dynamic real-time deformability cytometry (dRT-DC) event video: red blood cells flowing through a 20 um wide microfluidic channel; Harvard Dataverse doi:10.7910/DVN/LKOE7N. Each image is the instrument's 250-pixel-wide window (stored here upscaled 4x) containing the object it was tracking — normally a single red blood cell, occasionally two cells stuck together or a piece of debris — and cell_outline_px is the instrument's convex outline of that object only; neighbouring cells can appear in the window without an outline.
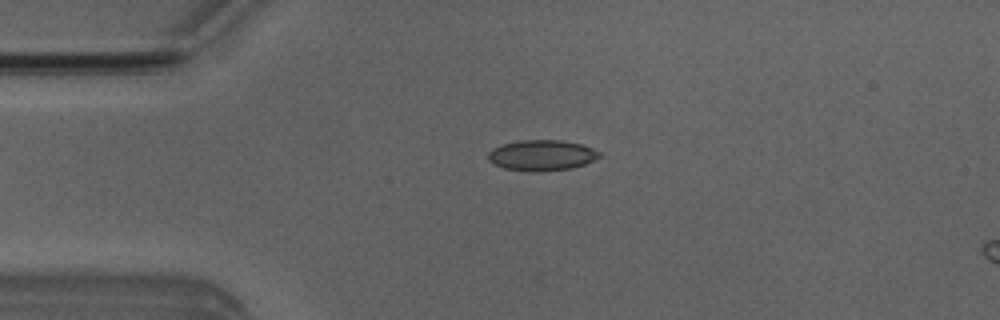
{"species": "Egyptian fruit bat (a non-hibernating species)", "species_latin": "Rousettus aegyptiacus", "temperature_condition": "room temperature", "stored_images_in_passage": 36, "camera_frame_rate_fps": 3000, "um_per_image_px": 0.085, "animal": {"sex": "male"}, "frame": {"image": 1, "passage_image": 12, "time_ms": 3.667, "image_size_px": [1000, 320], "cell_outline_px": [[600, 156], [584, 164], [572, 168], [504, 168], [492, 164], [488, 160], [488, 152], [492, 148], [504, 144], [520, 140], [560, 140], [580, 144], [592, 148], [600, 152]], "centroid_in_image_um": [46.03, 13.14], "position_along_channel_um": 39.0, "area_um2": 18.79}}
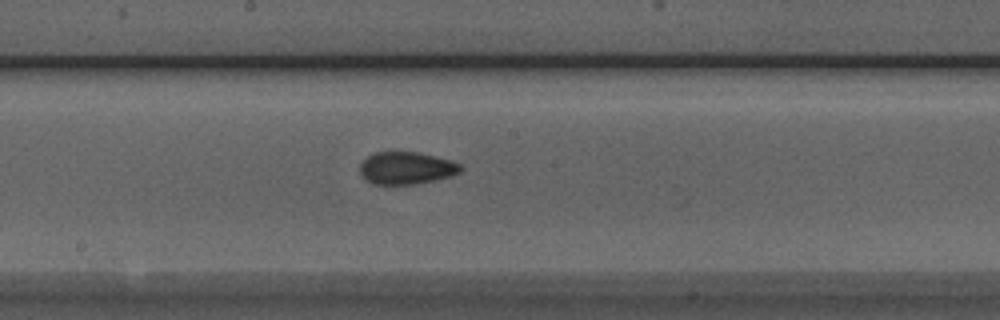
{"frame": {"image": 2, "passage_image": 27, "time_ms": 8.667, "image_size_px": [1000, 320], "cell_outline_px": [[464, 168], [460, 172], [452, 176], [416, 184], [376, 184], [368, 180], [360, 172], [360, 164], [368, 156], [376, 152], [416, 152], [452, 160], [460, 164]], "centroid_in_image_um": [34.59, 14.28], "position_along_channel_um": 213.6, "area_um2": 18.84}}
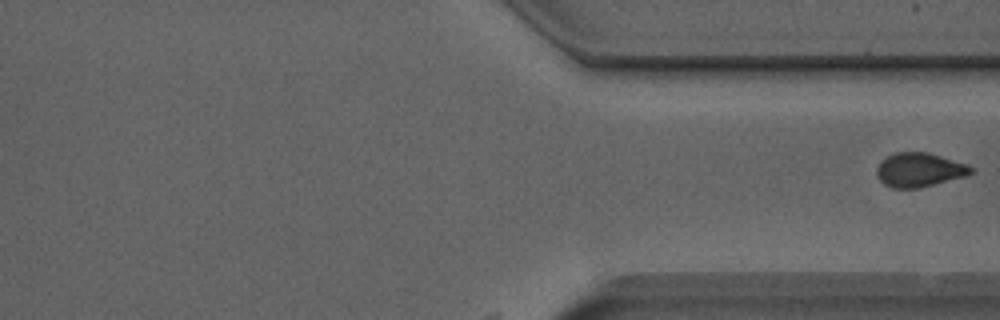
{"frame": {"image": 3, "passage_image": 36, "time_ms": 11.667, "image_size_px": [1000, 320], "cell_outline_px": [[972, 172], [964, 176], [920, 188], [892, 188], [884, 184], [880, 180], [876, 172], [876, 168], [880, 160], [896, 152], [928, 152], [968, 164], [972, 168]], "centroid_in_image_um": [78.11, 14.43], "position_along_channel_um": 333.3, "area_um2": 18.67}}